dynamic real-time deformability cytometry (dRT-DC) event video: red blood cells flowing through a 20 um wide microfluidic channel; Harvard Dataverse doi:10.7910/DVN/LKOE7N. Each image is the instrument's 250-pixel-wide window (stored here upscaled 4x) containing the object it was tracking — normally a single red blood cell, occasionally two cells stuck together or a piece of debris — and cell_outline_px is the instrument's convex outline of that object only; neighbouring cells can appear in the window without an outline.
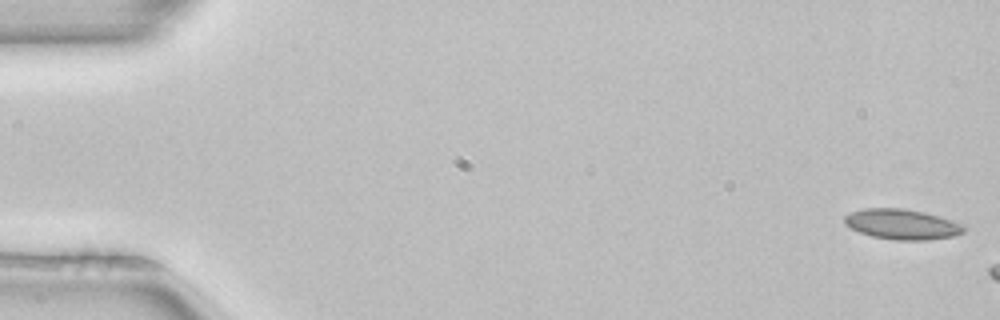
{"species": "common noctule bat (a hibernating species)", "species_latin": "Nyctalus noctula", "temperature_condition": "room temperature", "stored_images_in_passage": 10, "camera_frame_rate_fps": 3000, "um_per_image_px": 0.085, "animal": {"sex": "female", "body_mass_g": 22.7, "forearm_length_mm": 54.2}, "frame": {"image": 1, "passage_image": 1, "time_ms": 0.0, "image_size_px": [1000, 320], "cell_outline_px": [[968, 228], [964, 232], [956, 236], [928, 240], [896, 240], [872, 236], [860, 232], [844, 224], [844, 216], [852, 212], [864, 208], [900, 208], [924, 212], [960, 224]], "centroid_in_image_um": [76.67, 19.07], "position_along_channel_um": 8.3, "area_um2": 20.87}}